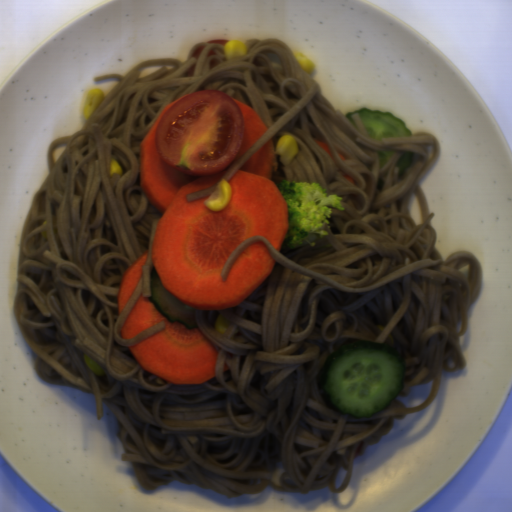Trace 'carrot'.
Wrapping results in <instances>:
<instances>
[{"instance_id": "b8716197", "label": "carrot", "mask_w": 512, "mask_h": 512, "mask_svg": "<svg viewBox=\"0 0 512 512\" xmlns=\"http://www.w3.org/2000/svg\"><path fill=\"white\" fill-rule=\"evenodd\" d=\"M185 96L167 104L141 142V188L161 214L154 231L152 267L166 290L193 310L233 308L270 276L275 260L257 240L234 260L224 281L220 272L229 258L253 236H261L280 252L288 230L286 203L271 180L274 144L268 140L230 177L229 202L222 209L211 210L205 204L211 194L188 201V193L220 182L268 128L251 107L233 99L244 126L239 151L219 172L183 174L160 159L155 129L164 111Z\"/></svg>"}, {"instance_id": "cead05ca", "label": "carrot", "mask_w": 512, "mask_h": 512, "mask_svg": "<svg viewBox=\"0 0 512 512\" xmlns=\"http://www.w3.org/2000/svg\"><path fill=\"white\" fill-rule=\"evenodd\" d=\"M159 322L162 330L128 346L142 369L169 384H201L217 374L218 352L197 328L168 321L142 292L121 325L123 339H132Z\"/></svg>"}, {"instance_id": "1c9b5961", "label": "carrot", "mask_w": 512, "mask_h": 512, "mask_svg": "<svg viewBox=\"0 0 512 512\" xmlns=\"http://www.w3.org/2000/svg\"><path fill=\"white\" fill-rule=\"evenodd\" d=\"M147 258L148 253L146 250L122 274L117 303V311L119 315L124 310L136 289L142 274V266L146 265Z\"/></svg>"}, {"instance_id": "07d2c1c8", "label": "carrot", "mask_w": 512, "mask_h": 512, "mask_svg": "<svg viewBox=\"0 0 512 512\" xmlns=\"http://www.w3.org/2000/svg\"><path fill=\"white\" fill-rule=\"evenodd\" d=\"M312 139H313V138H312ZM313 141H314V143H315L317 146H319V147H320V148H321V149L326 153V155H327L329 158H331L332 160H334V161H335V159H334V157H333V155H332V153H331V151H330V149H329V147H328V145L326 144V142H325V141H321V140H317V139H313ZM335 162H336V161H335Z\"/></svg>"}, {"instance_id": "79d8ee17", "label": "carrot", "mask_w": 512, "mask_h": 512, "mask_svg": "<svg viewBox=\"0 0 512 512\" xmlns=\"http://www.w3.org/2000/svg\"><path fill=\"white\" fill-rule=\"evenodd\" d=\"M342 177H343L345 180H347L348 182H350L351 184H353V185L355 186L356 181H355V179H354V177H353V176H350V175H347V174H346V175H344V176H342Z\"/></svg>"}]
</instances>
